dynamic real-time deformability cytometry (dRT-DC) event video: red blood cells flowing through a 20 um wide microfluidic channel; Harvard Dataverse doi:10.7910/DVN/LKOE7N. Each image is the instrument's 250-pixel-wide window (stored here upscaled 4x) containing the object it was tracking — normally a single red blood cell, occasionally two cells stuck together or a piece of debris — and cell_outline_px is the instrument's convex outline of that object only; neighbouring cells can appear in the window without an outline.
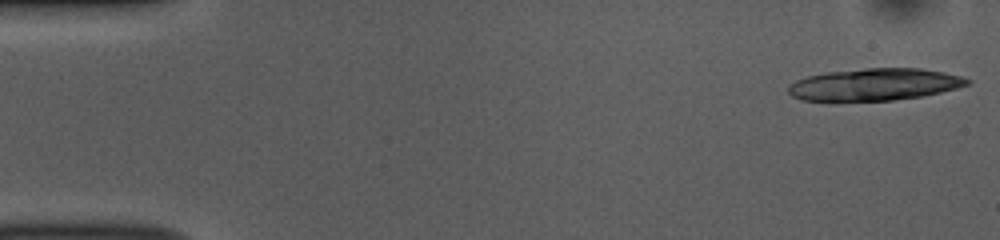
{"species": "common noctule bat (a hibernating species)", "species_latin": "Nyctalus noctula", "temperature_condition": "room temperature", "stored_images_in_passage": 16, "camera_frame_rate_fps": 3000, "um_per_image_px": 0.085, "animal": {"sex": "female", "body_mass_g": 10.0, "forearm_length_mm": 53.1}, "frame": {"image": 1, "passage_image": 1, "time_ms": 0.0, "image_size_px": [1000, 240], "cell_outline_px": [[972, 84], [940, 92], [920, 96], [892, 100], [800, 100], [792, 96], [788, 92], [788, 84], [796, 80], [808, 76], [824, 72], [864, 68], [920, 68], [944, 72], [960, 76], [972, 80]], "centroid_in_image_um": [74.33, 7.16], "position_along_channel_um": 10.7, "area_um2": 33.35}}